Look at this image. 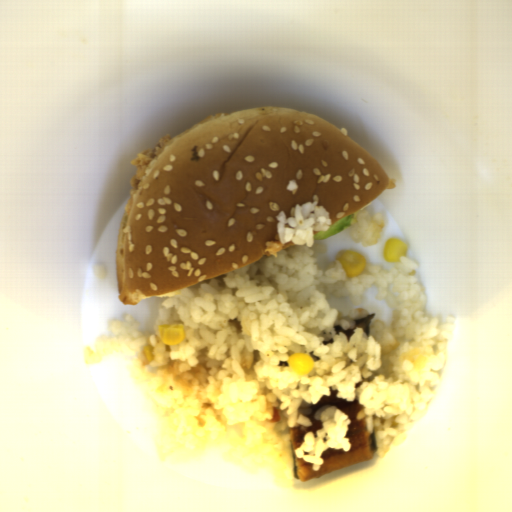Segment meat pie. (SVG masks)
I'll list each match as a JSON object with an SVG mask.
<instances>
[{
	"mask_svg": "<svg viewBox=\"0 0 512 512\" xmlns=\"http://www.w3.org/2000/svg\"><path fill=\"white\" fill-rule=\"evenodd\" d=\"M171 138V133L166 134L158 141V143L153 148H149L140 152L139 154H137L135 158H133L130 161V164L136 166L135 173L129 180L130 187L135 189L136 187L142 184L148 166L155 158H157L161 154V152L165 149Z\"/></svg>",
	"mask_w": 512,
	"mask_h": 512,
	"instance_id": "b5893723",
	"label": "meat pie"
}]
</instances>
